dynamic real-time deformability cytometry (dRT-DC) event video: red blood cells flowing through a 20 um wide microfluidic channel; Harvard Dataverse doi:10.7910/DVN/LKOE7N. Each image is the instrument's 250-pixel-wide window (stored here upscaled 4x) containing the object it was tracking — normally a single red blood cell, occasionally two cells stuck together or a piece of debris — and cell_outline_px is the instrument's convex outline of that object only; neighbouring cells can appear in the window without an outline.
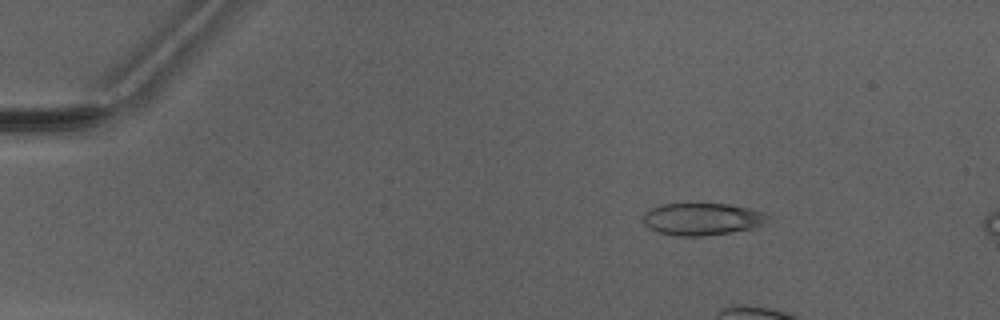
{"species": "Egyptian fruit bat (a non-hibernating species)", "species_latin": "Rousettus aegyptiacus", "temperature_condition": "warm", "stored_images_in_passage": 6, "camera_frame_rate_fps": 3000, "um_per_image_px": 0.085, "animal": {"sex": "male"}, "frame": {"image": 1, "passage_image": 3, "time_ms": 2.667, "image_size_px": [1000, 320], "cell_outline_px": [[768, 216], [760, 224], [752, 228], [732, 232], [704, 236], [676, 236], [656, 232], [648, 228], [644, 224], [644, 212], [660, 204], [728, 204], [748, 208], [764, 212]], "centroid_in_image_um": [59.61, 18.63], "position_along_channel_um": 25.4, "area_um2": 23.24}}